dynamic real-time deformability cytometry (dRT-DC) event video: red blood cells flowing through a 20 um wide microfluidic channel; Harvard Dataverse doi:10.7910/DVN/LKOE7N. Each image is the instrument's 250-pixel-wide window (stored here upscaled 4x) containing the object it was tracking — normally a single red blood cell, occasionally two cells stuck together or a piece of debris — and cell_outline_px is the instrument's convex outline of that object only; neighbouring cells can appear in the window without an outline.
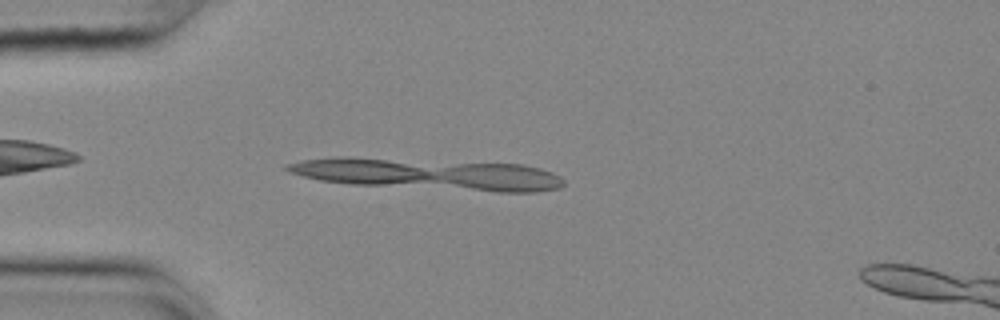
{"species": "common noctule bat (a hibernating species)", "species_latin": "Nyctalus noctula", "temperature_condition": "cold", "stored_images_in_passage": 4, "camera_frame_rate_fps": 3000, "um_per_image_px": 0.085, "animal": {"sex": "female", "body_mass_g": 25.1}, "frame": {"image": 1, "passage_image": 3, "time_ms": 0.667, "image_size_px": [1000, 320], "cell_outline_px": [[564, 184], [560, 188], [536, 192], [496, 192], [352, 184], [320, 180], [288, 172], [284, 168], [284, 164], [304, 160], [336, 156], [348, 156], [520, 164], [540, 168], [552, 172], [560, 176], [564, 180]], "centroid_in_image_um": [36.4, 14.79], "position_along_channel_um": 48.6, "area_um2": 50.86}}